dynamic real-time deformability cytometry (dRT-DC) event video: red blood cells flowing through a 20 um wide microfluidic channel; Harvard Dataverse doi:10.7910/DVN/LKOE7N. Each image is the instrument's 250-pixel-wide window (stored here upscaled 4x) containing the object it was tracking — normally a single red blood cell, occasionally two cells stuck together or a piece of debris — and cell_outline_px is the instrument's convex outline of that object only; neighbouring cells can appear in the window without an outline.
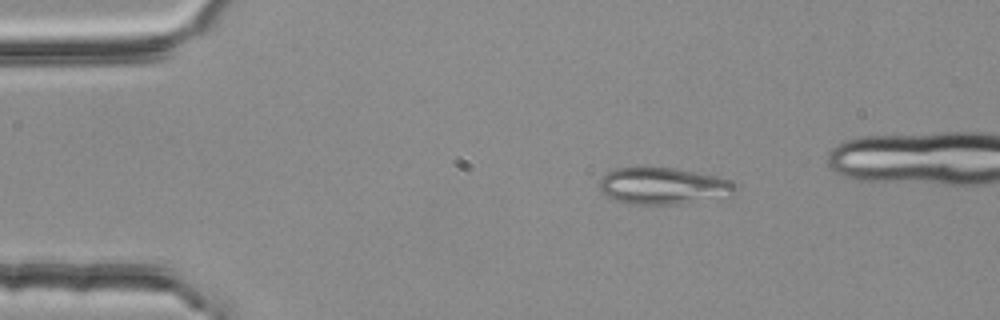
{"species": "common noctule bat (a hibernating species)", "species_latin": "Nyctalus noctula", "temperature_condition": "room temperature", "stored_images_in_passage": 3, "camera_frame_rate_fps": 3000, "um_per_image_px": 0.085, "animal": {"sex": "female", "body_mass_g": 25.1}, "frame": {"image": 1, "passage_image": 1, "time_ms": 0.0, "image_size_px": [1000, 320], "cell_outline_px": [[736, 192], [732, 196], [720, 200], [680, 204], [632, 204], [616, 200], [600, 192], [600, 180], [612, 168], [676, 168], [720, 176], [728, 180], [736, 188]], "centroid_in_image_um": [56.46, 15.83], "position_along_channel_um": 28.5, "area_um2": 29.54}}